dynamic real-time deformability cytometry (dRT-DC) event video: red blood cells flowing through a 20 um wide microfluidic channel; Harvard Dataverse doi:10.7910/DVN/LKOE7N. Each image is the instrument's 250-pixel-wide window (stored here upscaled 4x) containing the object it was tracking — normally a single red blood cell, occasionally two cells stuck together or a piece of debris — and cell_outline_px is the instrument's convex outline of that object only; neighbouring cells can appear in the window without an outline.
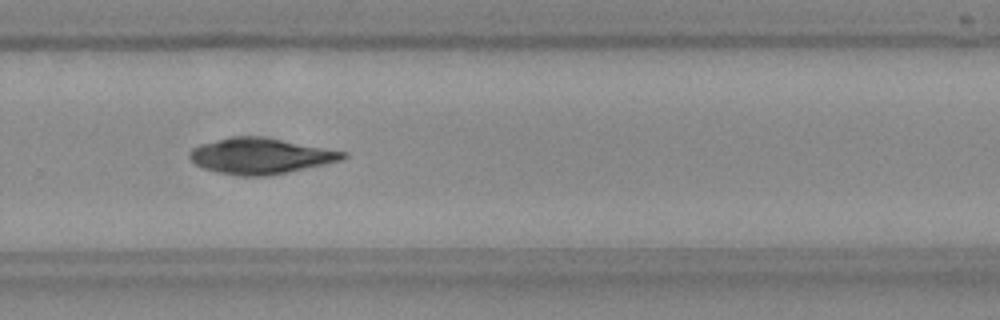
{"species": "Egyptian fruit bat (a non-hibernating species)", "species_latin": "Rousettus aegyptiacus", "temperature_condition": "room temperature", "stored_images_in_passage": 25, "camera_frame_rate_fps": 3000, "um_per_image_px": 0.085, "frame": {"image": 1, "passage_image": 22, "time_ms": 7.0, "image_size_px": [1000, 320], "cell_outline_px": [[348, 156], [344, 160], [264, 176], [244, 176], [220, 172], [204, 168], [196, 164], [188, 156], [192, 148], [200, 144], [232, 136], [264, 136], [348, 152]], "centroid_in_image_um": [22.17, 13.23], "position_along_channel_um": 307.6, "area_um2": 31.73}}